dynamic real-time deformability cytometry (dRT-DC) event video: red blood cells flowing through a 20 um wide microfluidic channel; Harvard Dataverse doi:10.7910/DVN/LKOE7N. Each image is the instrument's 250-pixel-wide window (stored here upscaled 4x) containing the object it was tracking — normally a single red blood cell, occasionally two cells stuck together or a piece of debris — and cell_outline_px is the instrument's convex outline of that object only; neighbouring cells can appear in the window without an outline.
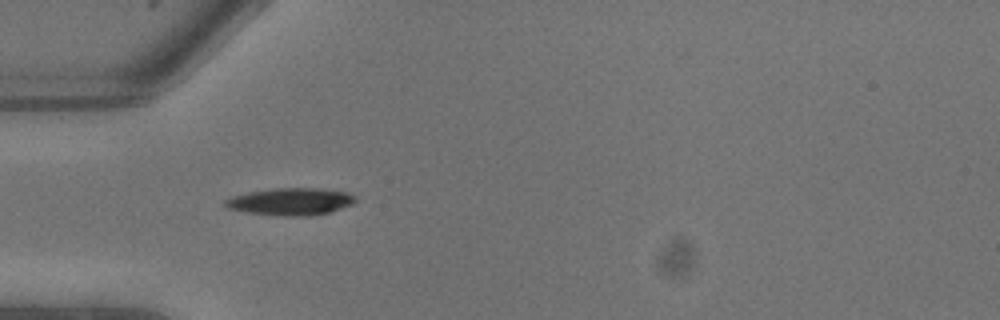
{"species": "common noctule bat (a hibernating species)", "species_latin": "Nyctalus noctula", "temperature_condition": "warm", "stored_images_in_passage": 11, "camera_frame_rate_fps": 3000, "um_per_image_px": 0.085, "animal": {"sex": "male", "body_mass_g": 13.3}, "frame": {"image": 1, "passage_image": 7, "time_ms": 2.0, "image_size_px": [1000, 320], "cell_outline_px": [[356, 200], [352, 204], [328, 212], [308, 216], [284, 216], [248, 212], [228, 208], [224, 204], [224, 200], [232, 196], [248, 192], [276, 188], [320, 188], [344, 192], [356, 196]], "centroid_in_image_um": [24.69, 17.13], "position_along_channel_um": 60.3, "area_um2": 20.4}}